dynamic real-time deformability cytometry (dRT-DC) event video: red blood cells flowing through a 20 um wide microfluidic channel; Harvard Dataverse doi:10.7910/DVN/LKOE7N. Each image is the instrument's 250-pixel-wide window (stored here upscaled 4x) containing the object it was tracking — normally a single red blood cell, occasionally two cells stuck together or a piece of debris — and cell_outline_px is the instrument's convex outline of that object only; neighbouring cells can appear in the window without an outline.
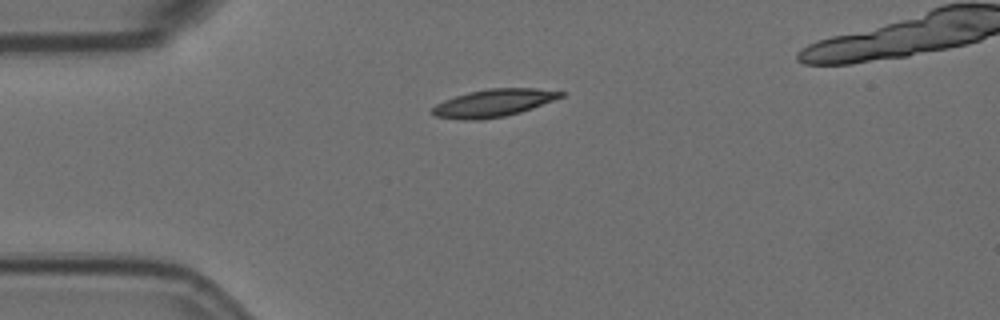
{"species": "Egyptian fruit bat (a non-hibernating species)", "species_latin": "Rousettus aegyptiacus", "temperature_condition": "room temperature", "stored_images_in_passage": 41, "camera_frame_rate_fps": 3000, "um_per_image_px": 0.085, "animal": {"sex": "female"}, "frame": {"image": 1, "passage_image": 1, "time_ms": 0.0, "image_size_px": [1000, 320], "cell_outline_px": [[564, 96], [532, 108], [520, 112], [504, 116], [480, 120], [464, 120], [432, 116], [428, 112], [436, 104], [444, 100], [468, 92], [488, 88], [536, 88], [564, 92]], "centroid_in_image_um": [41.89, 8.76], "position_along_channel_um": 43.1, "area_um2": 20.69}}
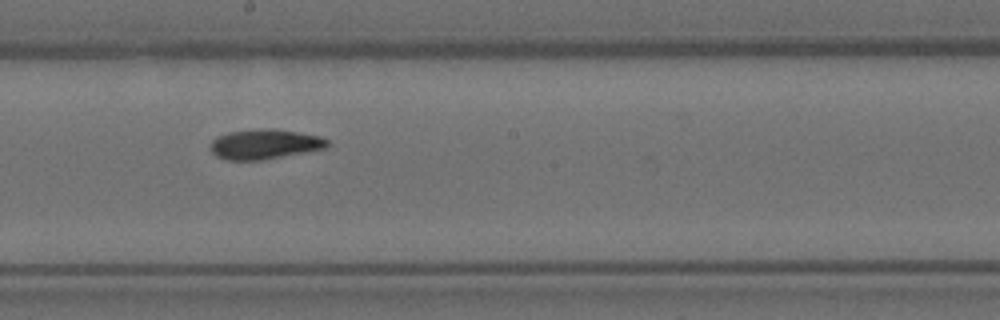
{"frame": {"image": 2, "passage_image": 18, "time_ms": 5.667, "image_size_px": [1000, 320], "cell_outline_px": [[328, 148], [264, 160], [228, 160], [216, 156], [212, 152], [212, 140], [216, 136], [228, 132], [268, 128], [276, 128], [320, 136], [328, 140]], "centroid_in_image_um": [22.53, 12.25], "position_along_channel_um": 225.7, "area_um2": 20.46}}
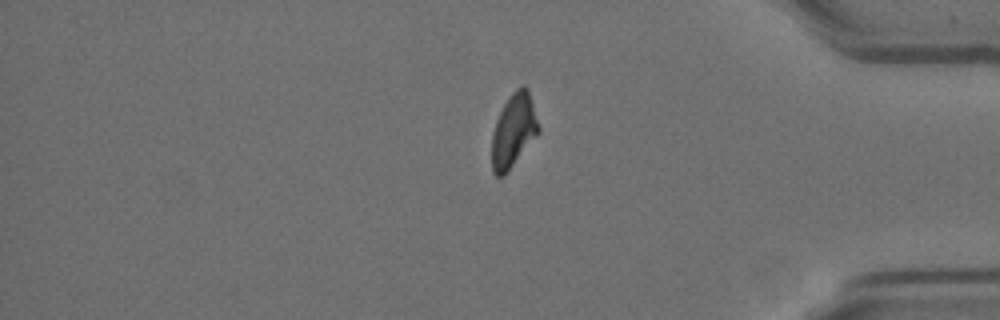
{"frame": {"image": 3, "passage_image": 34, "time_ms": 11.0, "image_size_px": [1000, 320], "cell_outline_px": [[540, 132], [508, 172], [504, 176], [496, 176], [492, 172], [492, 132], [496, 120], [504, 104], [512, 92], [516, 88], [524, 84], [528, 88], [540, 128]], "centroid_in_image_um": [43.66, 11.11], "position_along_channel_um": 391.5, "area_um2": 20.17}, "authors_computed_cell_mechanics": {"area_um2": 20.3456, "velocity_mm_per_s": 3.587, "shape_relaxation_time_tau1_ms": 5.3067, "shape_relaxation_time_tau2_ms": 3.8233, "deformation_change_tau1": 0.1646, "deformation_change_tau2": 0.0913}}